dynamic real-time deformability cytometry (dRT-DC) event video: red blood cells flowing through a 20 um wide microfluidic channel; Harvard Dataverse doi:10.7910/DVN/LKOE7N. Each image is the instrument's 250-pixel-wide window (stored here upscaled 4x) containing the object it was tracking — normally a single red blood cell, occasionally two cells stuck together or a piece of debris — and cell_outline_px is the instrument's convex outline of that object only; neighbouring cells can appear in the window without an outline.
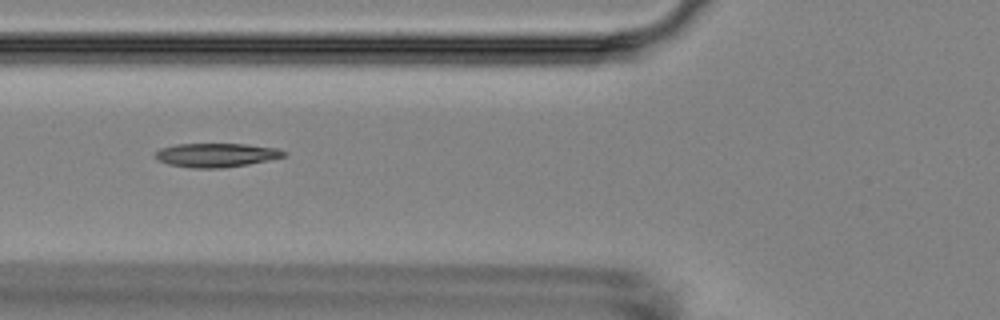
{"species": "Egyptian fruit bat (a non-hibernating species)", "species_latin": "Rousettus aegyptiacus", "temperature_condition": "room temperature", "stored_images_in_passage": 9, "camera_frame_rate_fps": 3000, "um_per_image_px": 0.085, "animal": {"sex": "female"}, "frame": {"image": 1, "passage_image": 6, "time_ms": 5.667, "image_size_px": [1000, 320], "cell_outline_px": [[288, 156], [248, 164], [220, 168], [192, 168], [168, 164], [160, 160], [156, 156], [156, 152], [160, 148], [176, 144], [244, 144], [276, 148], [288, 152]], "centroid_in_image_um": [18.42, 13.18], "position_along_channel_um": 107.4, "area_um2": 17.8}}
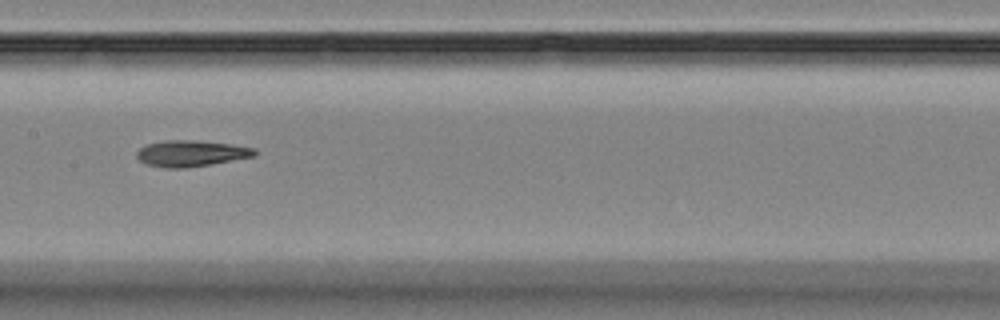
{"frame": {"image": 2, "passage_image": 8, "time_ms": 8.0, "image_size_px": [1000, 320], "cell_outline_px": [[256, 156], [184, 168], [164, 168], [148, 164], [140, 160], [136, 156], [136, 152], [140, 148], [148, 144], [164, 140], [200, 140], [232, 144], [256, 148]], "centroid_in_image_um": [16.25, 13.02], "position_along_channel_um": 191.1, "area_um2": 17.92}}
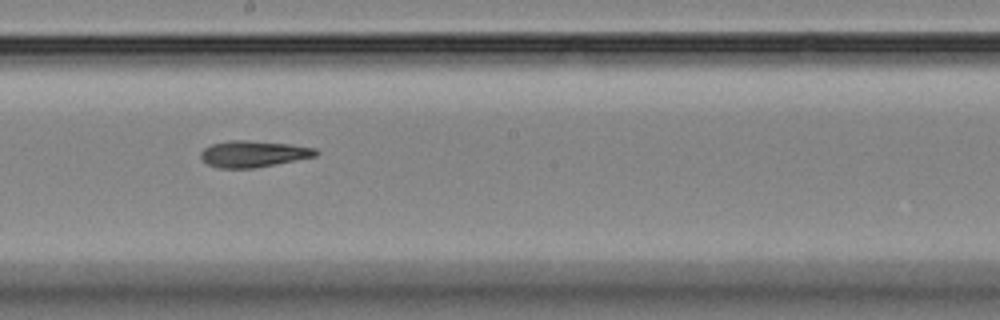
{"frame": {"image": 3, "passage_image": 9, "time_ms": 9.0, "image_size_px": [1000, 320], "cell_outline_px": [[320, 152], [316, 156], [256, 168], [216, 168], [200, 160], [200, 152], [204, 148], [212, 144], [228, 140], [248, 140], [288, 144], [316, 148]], "centroid_in_image_um": [21.5, 13.08], "position_along_channel_um": 226.7, "area_um2": 17.86}}